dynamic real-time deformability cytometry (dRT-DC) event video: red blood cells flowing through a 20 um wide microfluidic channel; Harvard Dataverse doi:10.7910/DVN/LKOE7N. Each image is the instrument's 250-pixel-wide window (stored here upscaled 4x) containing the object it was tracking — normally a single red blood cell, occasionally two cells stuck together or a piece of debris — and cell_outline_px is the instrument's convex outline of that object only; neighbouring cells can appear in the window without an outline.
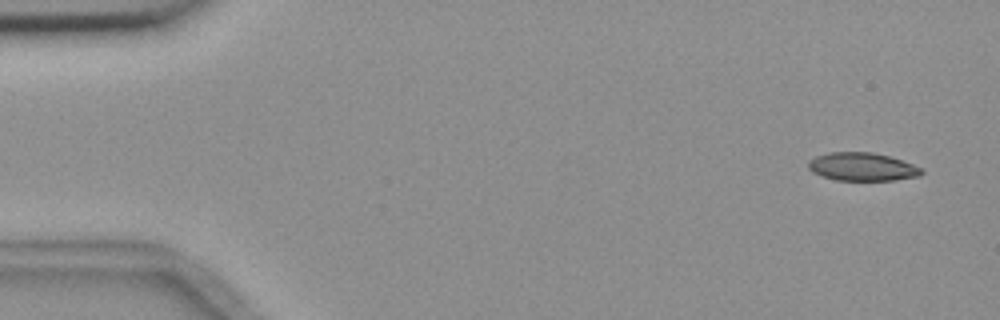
{"species": "common noctule bat (a hibernating species)", "species_latin": "Nyctalus noctula", "temperature_condition": "room temperature", "stored_images_in_passage": 5, "camera_frame_rate_fps": 3000, "um_per_image_px": 0.085, "animal": {"sex": "female", "body_mass_g": 18.4}, "frame": {"image": 1, "passage_image": 1, "time_ms": 0.0, "image_size_px": [1000, 320], "cell_outline_px": [[924, 172], [920, 176], [896, 180], [836, 180], [812, 172], [808, 168], [808, 160], [816, 156], [828, 152], [872, 152], [888, 156], [924, 168]], "centroid_in_image_um": [73.3, 14.17], "position_along_channel_um": 11.7, "area_um2": 18.61}}